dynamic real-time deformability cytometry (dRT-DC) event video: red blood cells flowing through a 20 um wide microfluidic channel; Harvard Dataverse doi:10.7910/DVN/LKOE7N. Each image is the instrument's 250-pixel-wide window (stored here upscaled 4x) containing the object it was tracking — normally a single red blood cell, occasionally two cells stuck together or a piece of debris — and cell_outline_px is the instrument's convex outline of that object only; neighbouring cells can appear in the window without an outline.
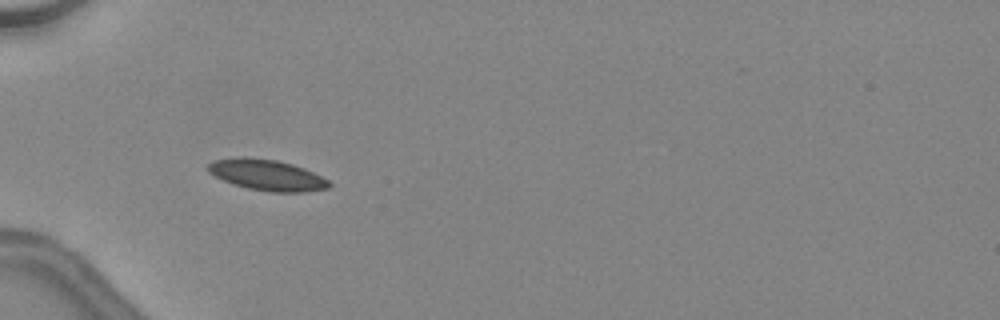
{"species": "common noctule bat (a hibernating species)", "species_latin": "Nyctalus noctula", "temperature_condition": "warm", "stored_images_in_passage": 2, "camera_frame_rate_fps": 3000, "um_per_image_px": 0.085, "animal": {"sex": "female", "body_mass_g": 24.6, "forearm_length_mm": 56.2}, "frame": {"image": 1, "passage_image": 1, "time_ms": 0.0, "image_size_px": [1000, 320], "cell_outline_px": [[332, 184], [328, 188], [304, 192], [268, 192], [248, 188], [232, 184], [208, 172], [208, 164], [212, 160], [240, 156], [244, 156], [276, 160], [292, 164], [304, 168], [328, 180]], "centroid_in_image_um": [22.67, 14.87], "position_along_channel_um": 62.3, "area_um2": 21.85}}